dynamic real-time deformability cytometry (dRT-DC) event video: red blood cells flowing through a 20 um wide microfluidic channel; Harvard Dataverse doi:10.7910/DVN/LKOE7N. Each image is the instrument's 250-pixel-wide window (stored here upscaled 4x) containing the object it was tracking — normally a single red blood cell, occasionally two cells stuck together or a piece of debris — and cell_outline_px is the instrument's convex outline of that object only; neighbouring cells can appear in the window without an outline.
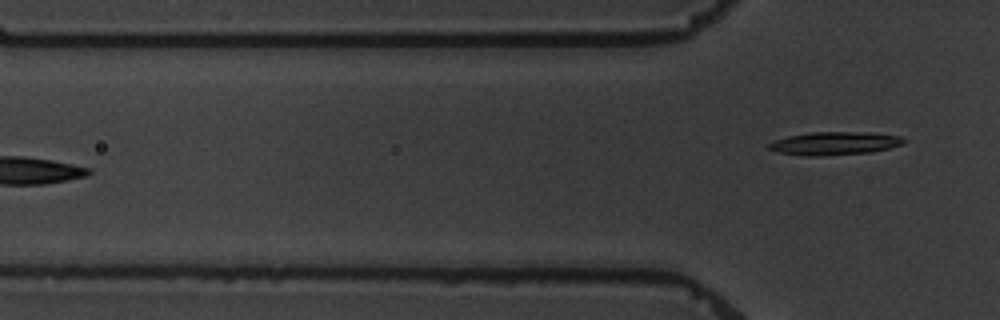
{"species": "common noctule bat (a hibernating species)", "species_latin": "Nyctalus noctula", "temperature_condition": "warm", "stored_images_in_passage": 6, "camera_frame_rate_fps": 3000, "um_per_image_px": 0.085, "animal": {"sex": "male", "body_mass_g": 19.5, "forearm_length_mm": 54.6}, "frame": {"image": 1, "passage_image": 6, "time_ms": 6.667, "image_size_px": [1000, 320], "cell_outline_px": [[904, 144], [872, 152], [824, 156], [804, 156], [776, 152], [768, 148], [768, 144], [776, 140], [788, 136], [812, 132], [876, 132], [900, 136], [904, 140]], "centroid_in_image_um": [70.95, 12.19], "position_along_channel_um": 54.8, "area_um2": 18.32}}